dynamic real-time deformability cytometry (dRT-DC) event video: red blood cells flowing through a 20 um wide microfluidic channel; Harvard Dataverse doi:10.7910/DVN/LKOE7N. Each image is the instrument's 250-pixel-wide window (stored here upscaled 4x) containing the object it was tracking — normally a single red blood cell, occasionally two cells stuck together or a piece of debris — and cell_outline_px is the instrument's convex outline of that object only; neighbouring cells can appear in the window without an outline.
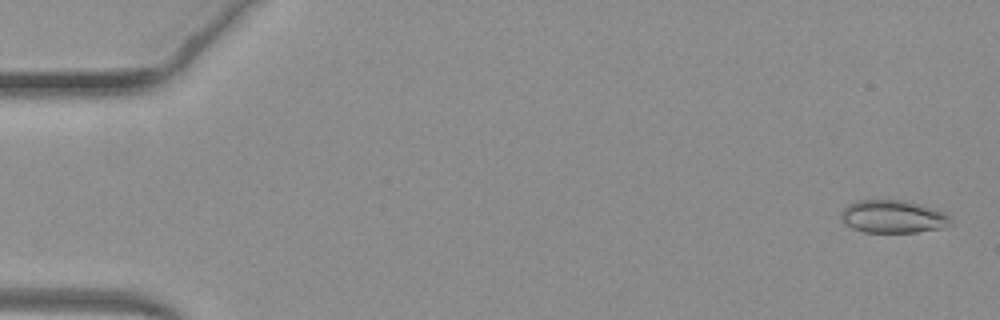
{"species": "common noctule bat (a hibernating species)", "species_latin": "Nyctalus noctula", "temperature_condition": "warm", "stored_images_in_passage": 51, "camera_frame_rate_fps": 3000, "um_per_image_px": 0.085, "animal": {"sex": "female", "body_mass_g": 19.3, "forearm_length_mm": 54.1}, "frame": {"image": 1, "passage_image": 2, "time_ms": 0.333, "image_size_px": [1000, 320], "cell_outline_px": [[952, 224], [940, 228], [916, 232], [864, 232], [852, 228], [844, 224], [840, 220], [840, 212], [848, 204], [856, 200], [904, 200], [940, 212], [948, 216], [952, 220]], "centroid_in_image_um": [75.8, 18.42], "position_along_channel_um": 9.2, "area_um2": 20.75}}
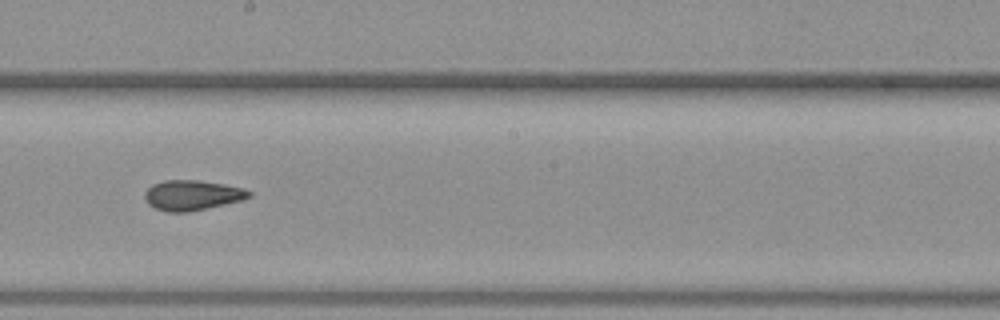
{"frame": {"image": 2, "passage_image": 29, "time_ms": 9.333, "image_size_px": [1000, 320], "cell_outline_px": [[252, 196], [244, 200], [188, 212], [168, 212], [156, 208], [148, 204], [144, 196], [144, 192], [152, 184], [164, 180], [200, 180], [224, 184], [244, 188], [252, 192]], "centroid_in_image_um": [16.36, 16.59], "position_along_channel_um": 231.8, "area_um2": 18.44}}
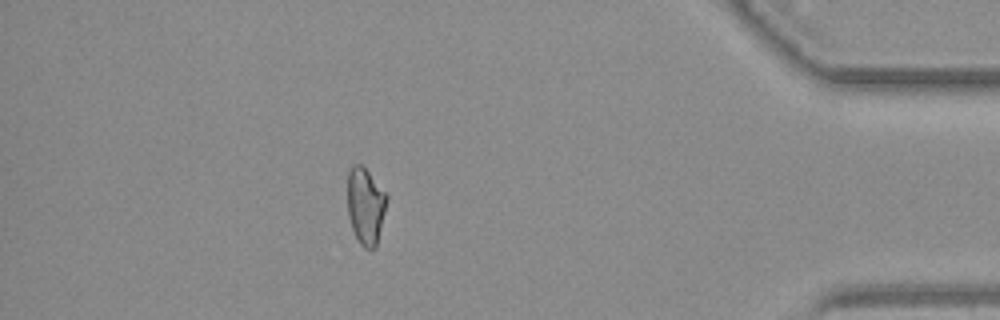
{"frame": {"image": 3, "passage_image": 45, "time_ms": 14.667, "image_size_px": [1000, 320], "cell_outline_px": [[388, 196], [376, 248], [364, 248], [360, 244], [352, 228], [348, 216], [348, 172], [352, 164], [360, 164], [368, 172]], "centroid_in_image_um": [31.06, 17.5], "position_along_channel_um": 404.1, "area_um2": 17.28}, "authors_computed_cell_mechanics": {"area_um2": 18.6694, "velocity_mm_per_s": 4.0936, "shape_relaxation_time_tau1_ms": null, "shape_relaxation_time_tau2_ms": 2.1392, "deformation_change_tau1": null, "deformation_change_tau2": 0.0759}}